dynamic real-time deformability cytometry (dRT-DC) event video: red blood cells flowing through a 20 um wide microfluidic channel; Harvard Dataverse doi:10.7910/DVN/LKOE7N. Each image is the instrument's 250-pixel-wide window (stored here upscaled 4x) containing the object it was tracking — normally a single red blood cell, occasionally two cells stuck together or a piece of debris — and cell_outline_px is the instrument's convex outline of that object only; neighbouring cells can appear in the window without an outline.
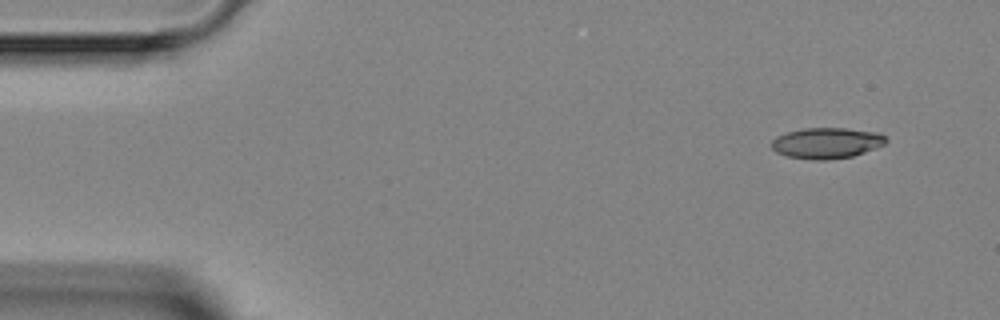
{"species": "Egyptian fruit bat (a non-hibernating species)", "species_latin": "Rousettus aegyptiacus", "temperature_condition": "room temperature", "stored_images_in_passage": 5, "segment_of_instrument_passage": [1, 2], "camera_frame_rate_fps": 3000, "um_per_image_px": 0.085, "animal": {"sex": "female"}, "frame": {"image": 1, "passage_image": 1, "time_ms": 0.0, "image_size_px": [1000, 320], "cell_outline_px": [[888, 140], [884, 144], [876, 148], [852, 156], [828, 160], [812, 160], [788, 156], [776, 152], [772, 148], [772, 140], [776, 136], [788, 132], [804, 128], [844, 128], [880, 132]], "centroid_in_image_um": [70.28, 12.15], "position_along_channel_um": 14.7, "area_um2": 20.58}}